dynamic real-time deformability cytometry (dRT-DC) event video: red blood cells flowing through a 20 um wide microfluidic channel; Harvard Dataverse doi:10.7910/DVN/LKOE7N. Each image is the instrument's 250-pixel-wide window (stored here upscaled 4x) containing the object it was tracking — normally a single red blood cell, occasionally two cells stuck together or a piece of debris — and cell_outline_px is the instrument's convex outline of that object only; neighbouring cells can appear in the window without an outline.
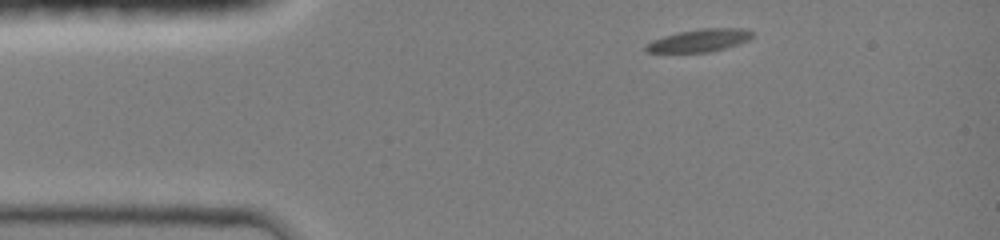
{"species": "common noctule bat (a hibernating species)", "species_latin": "Nyctalus noctula", "temperature_condition": "room temperature", "stored_images_in_passage": 4, "camera_frame_rate_fps": 3000, "um_per_image_px": 0.085, "animal": {"sex": "female", "body_mass_g": 19.0, "forearm_length_mm": 51.5}, "frame": {"image": 1, "passage_image": 1, "time_ms": 0.0, "image_size_px": [1000, 240], "cell_outline_px": [[752, 36], [748, 40], [724, 48], [708, 52], [648, 52], [644, 48], [652, 40], [676, 32], [700, 28], [748, 28], [752, 32]], "centroid_in_image_um": [59.45, 3.42], "position_along_channel_um": 25.5, "area_um2": 13.93}}
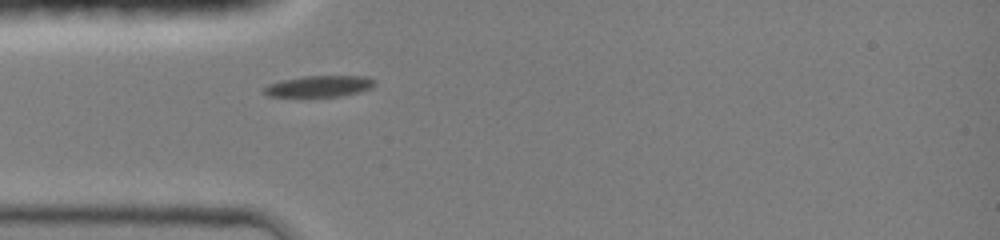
{"frame": {"image": 2, "passage_image": 4, "time_ms": 1.0, "image_size_px": [1000, 240], "cell_outline_px": [[376, 84], [372, 88], [360, 92], [340, 96], [268, 96], [260, 92], [260, 88], [268, 84], [280, 80], [304, 76], [368, 76], [376, 80]], "centroid_in_image_um": [27.11, 7.32], "position_along_channel_um": 57.9, "area_um2": 13.99}}